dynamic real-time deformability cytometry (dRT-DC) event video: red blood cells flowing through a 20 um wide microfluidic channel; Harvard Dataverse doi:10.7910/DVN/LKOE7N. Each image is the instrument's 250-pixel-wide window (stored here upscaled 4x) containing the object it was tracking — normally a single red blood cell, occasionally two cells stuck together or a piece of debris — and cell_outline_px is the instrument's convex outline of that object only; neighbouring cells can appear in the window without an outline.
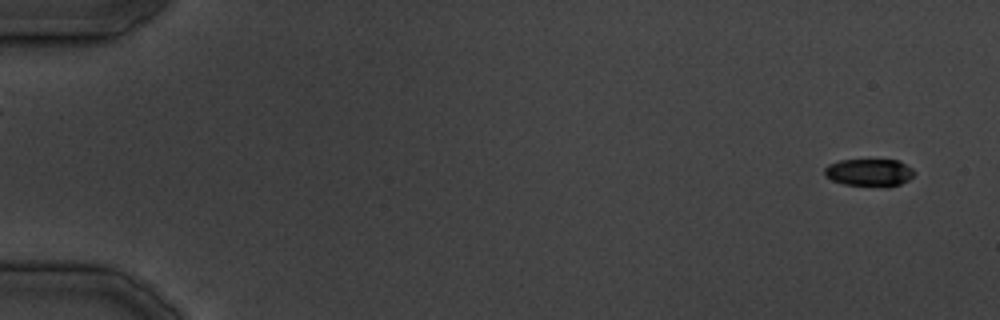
{"species": "common noctule bat (a hibernating species)", "species_latin": "Nyctalus noctula", "temperature_condition": "cold", "stored_images_in_passage": 38, "camera_frame_rate_fps": 3000, "um_per_image_px": 0.085, "animal": {"sex": "male", "body_mass_g": 19.5, "forearm_length_mm": 54.6}, "frame": {"image": 1, "passage_image": 1, "time_ms": 0.0, "image_size_px": [1000, 320], "cell_outline_px": [[916, 172], [908, 180], [900, 184], [888, 188], [844, 184], [832, 180], [824, 176], [824, 168], [828, 164], [840, 160], [900, 160], [912, 168]], "centroid_in_image_um": [73.9, 14.68], "position_along_channel_um": 11.1, "area_um2": 14.68}}
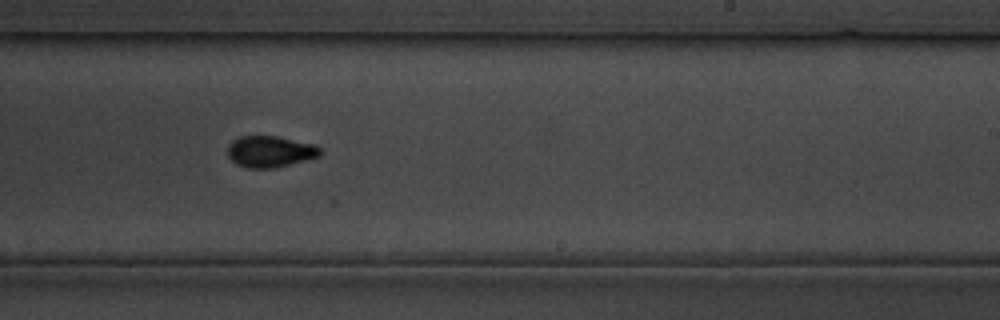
{"frame": {"image": 2, "passage_image": 23, "time_ms": 27.0, "image_size_px": [1000, 320], "cell_outline_px": [[320, 156], [276, 168], [248, 168], [236, 164], [228, 156], [228, 144], [232, 140], [240, 136], [276, 136], [316, 144], [320, 148]], "centroid_in_image_um": [22.95, 12.88], "position_along_channel_um": 266.0, "area_um2": 16.99}}
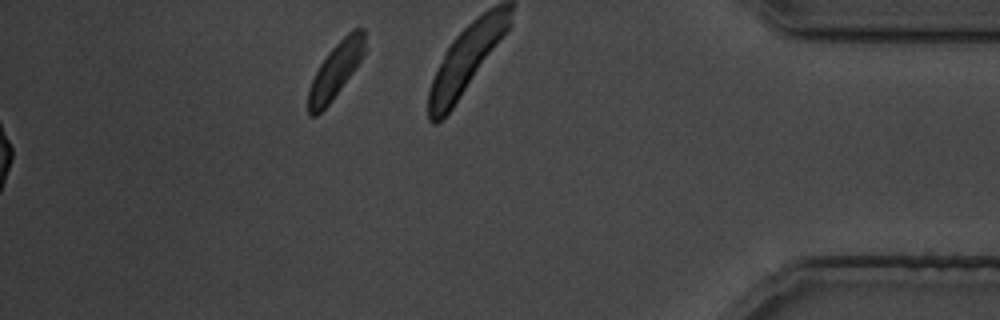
{"frame": {"image": 3, "passage_image": 38, "time_ms": 45.0, "image_size_px": [1000, 320], "cell_outline_px": [[364, 52], [360, 60], [352, 72], [332, 100], [316, 116], [308, 116], [308, 88], [320, 64], [328, 52], [352, 28], [364, 28]], "centroid_in_image_um": [28.5, 5.98], "position_along_channel_um": 406.7, "area_um2": 17.74}}